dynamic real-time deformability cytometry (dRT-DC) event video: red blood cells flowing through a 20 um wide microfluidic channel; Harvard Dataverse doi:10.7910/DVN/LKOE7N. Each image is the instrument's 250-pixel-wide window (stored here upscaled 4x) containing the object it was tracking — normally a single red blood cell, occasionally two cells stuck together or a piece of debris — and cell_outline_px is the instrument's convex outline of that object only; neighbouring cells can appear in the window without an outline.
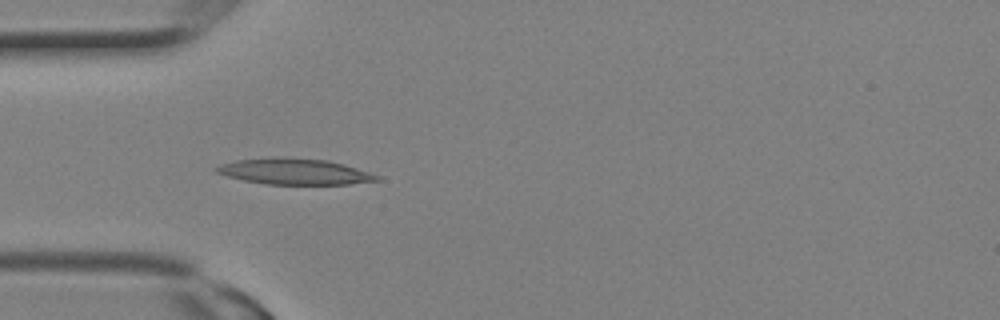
{"species": "Egyptian fruit bat (a non-hibernating species)", "species_latin": "Rousettus aegyptiacus", "temperature_condition": "room temperature", "stored_images_in_passage": 2, "camera_frame_rate_fps": 3000, "um_per_image_px": 0.085, "animal": {"sex": "female"}, "frame": {"image": 1, "passage_image": 2, "time_ms": 0.333, "image_size_px": [1000, 320], "cell_outline_px": [[384, 180], [348, 184], [268, 184], [244, 180], [228, 176], [216, 172], [212, 168], [220, 164], [236, 160], [284, 156], [328, 160], [344, 164], [380, 176]], "centroid_in_image_um": [25.04, 14.57], "position_along_channel_um": 60.0, "area_um2": 24.39}}